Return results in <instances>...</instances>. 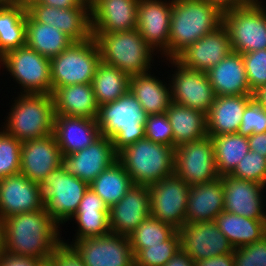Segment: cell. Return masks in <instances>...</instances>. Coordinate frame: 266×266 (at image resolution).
Segmentation results:
<instances>
[{
    "label": "cell",
    "mask_w": 266,
    "mask_h": 266,
    "mask_svg": "<svg viewBox=\"0 0 266 266\" xmlns=\"http://www.w3.org/2000/svg\"><path fill=\"white\" fill-rule=\"evenodd\" d=\"M61 164L62 154L53 134L22 142L20 173L31 181L41 184Z\"/></svg>",
    "instance_id": "cell-20"
},
{
    "label": "cell",
    "mask_w": 266,
    "mask_h": 266,
    "mask_svg": "<svg viewBox=\"0 0 266 266\" xmlns=\"http://www.w3.org/2000/svg\"><path fill=\"white\" fill-rule=\"evenodd\" d=\"M166 114L173 129L174 148L207 136L206 114L171 103Z\"/></svg>",
    "instance_id": "cell-33"
},
{
    "label": "cell",
    "mask_w": 266,
    "mask_h": 266,
    "mask_svg": "<svg viewBox=\"0 0 266 266\" xmlns=\"http://www.w3.org/2000/svg\"><path fill=\"white\" fill-rule=\"evenodd\" d=\"M40 1V0H18L19 3H21L24 7H27L33 2Z\"/></svg>",
    "instance_id": "cell-56"
},
{
    "label": "cell",
    "mask_w": 266,
    "mask_h": 266,
    "mask_svg": "<svg viewBox=\"0 0 266 266\" xmlns=\"http://www.w3.org/2000/svg\"><path fill=\"white\" fill-rule=\"evenodd\" d=\"M234 266H266V235L254 243L234 248Z\"/></svg>",
    "instance_id": "cell-46"
},
{
    "label": "cell",
    "mask_w": 266,
    "mask_h": 266,
    "mask_svg": "<svg viewBox=\"0 0 266 266\" xmlns=\"http://www.w3.org/2000/svg\"><path fill=\"white\" fill-rule=\"evenodd\" d=\"M261 3L223 12L232 51L244 54L266 49V7Z\"/></svg>",
    "instance_id": "cell-9"
},
{
    "label": "cell",
    "mask_w": 266,
    "mask_h": 266,
    "mask_svg": "<svg viewBox=\"0 0 266 266\" xmlns=\"http://www.w3.org/2000/svg\"><path fill=\"white\" fill-rule=\"evenodd\" d=\"M177 229L152 216L147 217L128 235L131 249H145L168 240Z\"/></svg>",
    "instance_id": "cell-38"
},
{
    "label": "cell",
    "mask_w": 266,
    "mask_h": 266,
    "mask_svg": "<svg viewBox=\"0 0 266 266\" xmlns=\"http://www.w3.org/2000/svg\"><path fill=\"white\" fill-rule=\"evenodd\" d=\"M61 241L74 249L85 266H131L134 263L128 236L109 233L72 241L71 244Z\"/></svg>",
    "instance_id": "cell-13"
},
{
    "label": "cell",
    "mask_w": 266,
    "mask_h": 266,
    "mask_svg": "<svg viewBox=\"0 0 266 266\" xmlns=\"http://www.w3.org/2000/svg\"><path fill=\"white\" fill-rule=\"evenodd\" d=\"M109 210L104 201L90 188L85 191L77 211Z\"/></svg>",
    "instance_id": "cell-49"
},
{
    "label": "cell",
    "mask_w": 266,
    "mask_h": 266,
    "mask_svg": "<svg viewBox=\"0 0 266 266\" xmlns=\"http://www.w3.org/2000/svg\"><path fill=\"white\" fill-rule=\"evenodd\" d=\"M149 186L133 185L122 199L109 208L111 233L128 236L150 216Z\"/></svg>",
    "instance_id": "cell-24"
},
{
    "label": "cell",
    "mask_w": 266,
    "mask_h": 266,
    "mask_svg": "<svg viewBox=\"0 0 266 266\" xmlns=\"http://www.w3.org/2000/svg\"><path fill=\"white\" fill-rule=\"evenodd\" d=\"M39 2L44 5L56 7L58 9L90 7V0H40Z\"/></svg>",
    "instance_id": "cell-51"
},
{
    "label": "cell",
    "mask_w": 266,
    "mask_h": 266,
    "mask_svg": "<svg viewBox=\"0 0 266 266\" xmlns=\"http://www.w3.org/2000/svg\"><path fill=\"white\" fill-rule=\"evenodd\" d=\"M89 185L60 166L49 172L40 184L43 208L60 226L77 212Z\"/></svg>",
    "instance_id": "cell-8"
},
{
    "label": "cell",
    "mask_w": 266,
    "mask_h": 266,
    "mask_svg": "<svg viewBox=\"0 0 266 266\" xmlns=\"http://www.w3.org/2000/svg\"><path fill=\"white\" fill-rule=\"evenodd\" d=\"M0 64L22 86L20 93L52 94L50 59L35 50L26 45L12 49L0 57Z\"/></svg>",
    "instance_id": "cell-10"
},
{
    "label": "cell",
    "mask_w": 266,
    "mask_h": 266,
    "mask_svg": "<svg viewBox=\"0 0 266 266\" xmlns=\"http://www.w3.org/2000/svg\"><path fill=\"white\" fill-rule=\"evenodd\" d=\"M139 0H90L91 32L117 33L137 27Z\"/></svg>",
    "instance_id": "cell-23"
},
{
    "label": "cell",
    "mask_w": 266,
    "mask_h": 266,
    "mask_svg": "<svg viewBox=\"0 0 266 266\" xmlns=\"http://www.w3.org/2000/svg\"><path fill=\"white\" fill-rule=\"evenodd\" d=\"M248 143L250 151L258 152L261 156L266 157V132L248 136Z\"/></svg>",
    "instance_id": "cell-52"
},
{
    "label": "cell",
    "mask_w": 266,
    "mask_h": 266,
    "mask_svg": "<svg viewBox=\"0 0 266 266\" xmlns=\"http://www.w3.org/2000/svg\"><path fill=\"white\" fill-rule=\"evenodd\" d=\"M3 251L49 262L62 243L59 225L43 209L14 214L1 221Z\"/></svg>",
    "instance_id": "cell-1"
},
{
    "label": "cell",
    "mask_w": 266,
    "mask_h": 266,
    "mask_svg": "<svg viewBox=\"0 0 266 266\" xmlns=\"http://www.w3.org/2000/svg\"><path fill=\"white\" fill-rule=\"evenodd\" d=\"M48 263L50 266H85L74 249L64 243L55 249Z\"/></svg>",
    "instance_id": "cell-47"
},
{
    "label": "cell",
    "mask_w": 266,
    "mask_h": 266,
    "mask_svg": "<svg viewBox=\"0 0 266 266\" xmlns=\"http://www.w3.org/2000/svg\"><path fill=\"white\" fill-rule=\"evenodd\" d=\"M216 96L252 95L239 52L231 53L206 72Z\"/></svg>",
    "instance_id": "cell-27"
},
{
    "label": "cell",
    "mask_w": 266,
    "mask_h": 266,
    "mask_svg": "<svg viewBox=\"0 0 266 266\" xmlns=\"http://www.w3.org/2000/svg\"><path fill=\"white\" fill-rule=\"evenodd\" d=\"M15 99L2 125L5 133L21 142L53 134L55 109L51 94L21 93Z\"/></svg>",
    "instance_id": "cell-4"
},
{
    "label": "cell",
    "mask_w": 266,
    "mask_h": 266,
    "mask_svg": "<svg viewBox=\"0 0 266 266\" xmlns=\"http://www.w3.org/2000/svg\"><path fill=\"white\" fill-rule=\"evenodd\" d=\"M180 237L176 231L160 245L145 249H132L135 266H164L180 250Z\"/></svg>",
    "instance_id": "cell-39"
},
{
    "label": "cell",
    "mask_w": 266,
    "mask_h": 266,
    "mask_svg": "<svg viewBox=\"0 0 266 266\" xmlns=\"http://www.w3.org/2000/svg\"><path fill=\"white\" fill-rule=\"evenodd\" d=\"M55 115L97 119L99 105L92 84H74L52 90Z\"/></svg>",
    "instance_id": "cell-29"
},
{
    "label": "cell",
    "mask_w": 266,
    "mask_h": 266,
    "mask_svg": "<svg viewBox=\"0 0 266 266\" xmlns=\"http://www.w3.org/2000/svg\"><path fill=\"white\" fill-rule=\"evenodd\" d=\"M164 266H195V264L191 256L180 249Z\"/></svg>",
    "instance_id": "cell-54"
},
{
    "label": "cell",
    "mask_w": 266,
    "mask_h": 266,
    "mask_svg": "<svg viewBox=\"0 0 266 266\" xmlns=\"http://www.w3.org/2000/svg\"><path fill=\"white\" fill-rule=\"evenodd\" d=\"M22 142L0 131V179L20 173Z\"/></svg>",
    "instance_id": "cell-41"
},
{
    "label": "cell",
    "mask_w": 266,
    "mask_h": 266,
    "mask_svg": "<svg viewBox=\"0 0 266 266\" xmlns=\"http://www.w3.org/2000/svg\"><path fill=\"white\" fill-rule=\"evenodd\" d=\"M195 266H234L233 253L220 254L204 260L194 261Z\"/></svg>",
    "instance_id": "cell-50"
},
{
    "label": "cell",
    "mask_w": 266,
    "mask_h": 266,
    "mask_svg": "<svg viewBox=\"0 0 266 266\" xmlns=\"http://www.w3.org/2000/svg\"><path fill=\"white\" fill-rule=\"evenodd\" d=\"M174 174L189 186L209 183L220 177L209 135L175 148Z\"/></svg>",
    "instance_id": "cell-11"
},
{
    "label": "cell",
    "mask_w": 266,
    "mask_h": 266,
    "mask_svg": "<svg viewBox=\"0 0 266 266\" xmlns=\"http://www.w3.org/2000/svg\"><path fill=\"white\" fill-rule=\"evenodd\" d=\"M26 10L36 22L57 27L74 42L92 37L90 7L58 9L36 1L28 5Z\"/></svg>",
    "instance_id": "cell-17"
},
{
    "label": "cell",
    "mask_w": 266,
    "mask_h": 266,
    "mask_svg": "<svg viewBox=\"0 0 266 266\" xmlns=\"http://www.w3.org/2000/svg\"><path fill=\"white\" fill-rule=\"evenodd\" d=\"M214 222L233 248L244 247L266 235V219H251L223 211Z\"/></svg>",
    "instance_id": "cell-31"
},
{
    "label": "cell",
    "mask_w": 266,
    "mask_h": 266,
    "mask_svg": "<svg viewBox=\"0 0 266 266\" xmlns=\"http://www.w3.org/2000/svg\"><path fill=\"white\" fill-rule=\"evenodd\" d=\"M249 87L266 85V49L242 54Z\"/></svg>",
    "instance_id": "cell-44"
},
{
    "label": "cell",
    "mask_w": 266,
    "mask_h": 266,
    "mask_svg": "<svg viewBox=\"0 0 266 266\" xmlns=\"http://www.w3.org/2000/svg\"><path fill=\"white\" fill-rule=\"evenodd\" d=\"M189 185L175 174L149 186L150 216L179 229L185 223Z\"/></svg>",
    "instance_id": "cell-12"
},
{
    "label": "cell",
    "mask_w": 266,
    "mask_h": 266,
    "mask_svg": "<svg viewBox=\"0 0 266 266\" xmlns=\"http://www.w3.org/2000/svg\"><path fill=\"white\" fill-rule=\"evenodd\" d=\"M100 62L101 53L95 38L73 42L50 59L52 90L62 86L91 83Z\"/></svg>",
    "instance_id": "cell-7"
},
{
    "label": "cell",
    "mask_w": 266,
    "mask_h": 266,
    "mask_svg": "<svg viewBox=\"0 0 266 266\" xmlns=\"http://www.w3.org/2000/svg\"><path fill=\"white\" fill-rule=\"evenodd\" d=\"M232 51L229 34L222 24L216 30L197 40L175 59L184 67L207 72Z\"/></svg>",
    "instance_id": "cell-22"
},
{
    "label": "cell",
    "mask_w": 266,
    "mask_h": 266,
    "mask_svg": "<svg viewBox=\"0 0 266 266\" xmlns=\"http://www.w3.org/2000/svg\"><path fill=\"white\" fill-rule=\"evenodd\" d=\"M129 81L130 77L124 72L101 61L91 82L98 105L113 102L126 94Z\"/></svg>",
    "instance_id": "cell-36"
},
{
    "label": "cell",
    "mask_w": 266,
    "mask_h": 266,
    "mask_svg": "<svg viewBox=\"0 0 266 266\" xmlns=\"http://www.w3.org/2000/svg\"><path fill=\"white\" fill-rule=\"evenodd\" d=\"M43 209L40 184L21 173L0 179V222L9 216Z\"/></svg>",
    "instance_id": "cell-19"
},
{
    "label": "cell",
    "mask_w": 266,
    "mask_h": 266,
    "mask_svg": "<svg viewBox=\"0 0 266 266\" xmlns=\"http://www.w3.org/2000/svg\"><path fill=\"white\" fill-rule=\"evenodd\" d=\"M133 185L130 175L117 160L108 169L102 171L89 184V187L110 208L112 205L118 203Z\"/></svg>",
    "instance_id": "cell-35"
},
{
    "label": "cell",
    "mask_w": 266,
    "mask_h": 266,
    "mask_svg": "<svg viewBox=\"0 0 266 266\" xmlns=\"http://www.w3.org/2000/svg\"><path fill=\"white\" fill-rule=\"evenodd\" d=\"M75 219L78 229L75 240L104 236L111 233L109 226V210L77 211L70 220Z\"/></svg>",
    "instance_id": "cell-40"
},
{
    "label": "cell",
    "mask_w": 266,
    "mask_h": 266,
    "mask_svg": "<svg viewBox=\"0 0 266 266\" xmlns=\"http://www.w3.org/2000/svg\"><path fill=\"white\" fill-rule=\"evenodd\" d=\"M219 176L230 175L250 151L248 137L238 133L211 137Z\"/></svg>",
    "instance_id": "cell-37"
},
{
    "label": "cell",
    "mask_w": 266,
    "mask_h": 266,
    "mask_svg": "<svg viewBox=\"0 0 266 266\" xmlns=\"http://www.w3.org/2000/svg\"><path fill=\"white\" fill-rule=\"evenodd\" d=\"M212 5L217 6L222 12L241 7L244 5H252L260 2L259 0H207Z\"/></svg>",
    "instance_id": "cell-53"
},
{
    "label": "cell",
    "mask_w": 266,
    "mask_h": 266,
    "mask_svg": "<svg viewBox=\"0 0 266 266\" xmlns=\"http://www.w3.org/2000/svg\"><path fill=\"white\" fill-rule=\"evenodd\" d=\"M145 138L174 148L173 129L166 113L147 116Z\"/></svg>",
    "instance_id": "cell-43"
},
{
    "label": "cell",
    "mask_w": 266,
    "mask_h": 266,
    "mask_svg": "<svg viewBox=\"0 0 266 266\" xmlns=\"http://www.w3.org/2000/svg\"><path fill=\"white\" fill-rule=\"evenodd\" d=\"M53 135L62 155H69L84 148L101 136L96 119L55 115Z\"/></svg>",
    "instance_id": "cell-25"
},
{
    "label": "cell",
    "mask_w": 266,
    "mask_h": 266,
    "mask_svg": "<svg viewBox=\"0 0 266 266\" xmlns=\"http://www.w3.org/2000/svg\"><path fill=\"white\" fill-rule=\"evenodd\" d=\"M167 61L177 67L169 80L172 102L207 114L216 94L206 72L186 68L176 59Z\"/></svg>",
    "instance_id": "cell-14"
},
{
    "label": "cell",
    "mask_w": 266,
    "mask_h": 266,
    "mask_svg": "<svg viewBox=\"0 0 266 266\" xmlns=\"http://www.w3.org/2000/svg\"><path fill=\"white\" fill-rule=\"evenodd\" d=\"M252 95L216 96L206 114L207 135L210 137L237 133L242 116Z\"/></svg>",
    "instance_id": "cell-28"
},
{
    "label": "cell",
    "mask_w": 266,
    "mask_h": 266,
    "mask_svg": "<svg viewBox=\"0 0 266 266\" xmlns=\"http://www.w3.org/2000/svg\"><path fill=\"white\" fill-rule=\"evenodd\" d=\"M74 41L57 27L36 22L26 13V46L52 59Z\"/></svg>",
    "instance_id": "cell-32"
},
{
    "label": "cell",
    "mask_w": 266,
    "mask_h": 266,
    "mask_svg": "<svg viewBox=\"0 0 266 266\" xmlns=\"http://www.w3.org/2000/svg\"><path fill=\"white\" fill-rule=\"evenodd\" d=\"M92 37L97 41L103 63L129 77L150 72L155 52L136 28L117 33H92Z\"/></svg>",
    "instance_id": "cell-5"
},
{
    "label": "cell",
    "mask_w": 266,
    "mask_h": 266,
    "mask_svg": "<svg viewBox=\"0 0 266 266\" xmlns=\"http://www.w3.org/2000/svg\"><path fill=\"white\" fill-rule=\"evenodd\" d=\"M230 175L266 186V157L258 152L249 151Z\"/></svg>",
    "instance_id": "cell-42"
},
{
    "label": "cell",
    "mask_w": 266,
    "mask_h": 266,
    "mask_svg": "<svg viewBox=\"0 0 266 266\" xmlns=\"http://www.w3.org/2000/svg\"><path fill=\"white\" fill-rule=\"evenodd\" d=\"M118 160L112 140L101 135L87 148L62 155L61 166L67 173L86 182L88 185L105 169Z\"/></svg>",
    "instance_id": "cell-18"
},
{
    "label": "cell",
    "mask_w": 266,
    "mask_h": 266,
    "mask_svg": "<svg viewBox=\"0 0 266 266\" xmlns=\"http://www.w3.org/2000/svg\"><path fill=\"white\" fill-rule=\"evenodd\" d=\"M224 211L223 178L189 186L185 222L201 223L214 221Z\"/></svg>",
    "instance_id": "cell-26"
},
{
    "label": "cell",
    "mask_w": 266,
    "mask_h": 266,
    "mask_svg": "<svg viewBox=\"0 0 266 266\" xmlns=\"http://www.w3.org/2000/svg\"><path fill=\"white\" fill-rule=\"evenodd\" d=\"M172 0H139L137 27L147 45L168 59ZM158 50V51H157Z\"/></svg>",
    "instance_id": "cell-15"
},
{
    "label": "cell",
    "mask_w": 266,
    "mask_h": 266,
    "mask_svg": "<svg viewBox=\"0 0 266 266\" xmlns=\"http://www.w3.org/2000/svg\"><path fill=\"white\" fill-rule=\"evenodd\" d=\"M253 99L266 110V85L259 86L253 91Z\"/></svg>",
    "instance_id": "cell-55"
},
{
    "label": "cell",
    "mask_w": 266,
    "mask_h": 266,
    "mask_svg": "<svg viewBox=\"0 0 266 266\" xmlns=\"http://www.w3.org/2000/svg\"><path fill=\"white\" fill-rule=\"evenodd\" d=\"M17 2H18V0H0V5L14 4Z\"/></svg>",
    "instance_id": "cell-57"
},
{
    "label": "cell",
    "mask_w": 266,
    "mask_h": 266,
    "mask_svg": "<svg viewBox=\"0 0 266 266\" xmlns=\"http://www.w3.org/2000/svg\"><path fill=\"white\" fill-rule=\"evenodd\" d=\"M175 148L139 139L118 153L134 185H148L174 175Z\"/></svg>",
    "instance_id": "cell-6"
},
{
    "label": "cell",
    "mask_w": 266,
    "mask_h": 266,
    "mask_svg": "<svg viewBox=\"0 0 266 266\" xmlns=\"http://www.w3.org/2000/svg\"><path fill=\"white\" fill-rule=\"evenodd\" d=\"M223 24V12L207 0H172L168 59Z\"/></svg>",
    "instance_id": "cell-2"
},
{
    "label": "cell",
    "mask_w": 266,
    "mask_h": 266,
    "mask_svg": "<svg viewBox=\"0 0 266 266\" xmlns=\"http://www.w3.org/2000/svg\"><path fill=\"white\" fill-rule=\"evenodd\" d=\"M26 13L19 2L0 5V57L26 45Z\"/></svg>",
    "instance_id": "cell-34"
},
{
    "label": "cell",
    "mask_w": 266,
    "mask_h": 266,
    "mask_svg": "<svg viewBox=\"0 0 266 266\" xmlns=\"http://www.w3.org/2000/svg\"><path fill=\"white\" fill-rule=\"evenodd\" d=\"M165 83L148 72L131 76L129 91L136 97L147 115L163 114L172 103L170 84Z\"/></svg>",
    "instance_id": "cell-30"
},
{
    "label": "cell",
    "mask_w": 266,
    "mask_h": 266,
    "mask_svg": "<svg viewBox=\"0 0 266 266\" xmlns=\"http://www.w3.org/2000/svg\"><path fill=\"white\" fill-rule=\"evenodd\" d=\"M3 251V241H2V224L0 222V253Z\"/></svg>",
    "instance_id": "cell-58"
},
{
    "label": "cell",
    "mask_w": 266,
    "mask_h": 266,
    "mask_svg": "<svg viewBox=\"0 0 266 266\" xmlns=\"http://www.w3.org/2000/svg\"><path fill=\"white\" fill-rule=\"evenodd\" d=\"M46 262L33 257L13 255L2 251L0 253L1 266H44Z\"/></svg>",
    "instance_id": "cell-48"
},
{
    "label": "cell",
    "mask_w": 266,
    "mask_h": 266,
    "mask_svg": "<svg viewBox=\"0 0 266 266\" xmlns=\"http://www.w3.org/2000/svg\"><path fill=\"white\" fill-rule=\"evenodd\" d=\"M147 113L128 91L113 102L99 106L97 124L101 135L112 140L117 153L145 138Z\"/></svg>",
    "instance_id": "cell-3"
},
{
    "label": "cell",
    "mask_w": 266,
    "mask_h": 266,
    "mask_svg": "<svg viewBox=\"0 0 266 266\" xmlns=\"http://www.w3.org/2000/svg\"><path fill=\"white\" fill-rule=\"evenodd\" d=\"M263 132H266V110L252 99L244 109L237 133L248 137Z\"/></svg>",
    "instance_id": "cell-45"
},
{
    "label": "cell",
    "mask_w": 266,
    "mask_h": 266,
    "mask_svg": "<svg viewBox=\"0 0 266 266\" xmlns=\"http://www.w3.org/2000/svg\"><path fill=\"white\" fill-rule=\"evenodd\" d=\"M177 231L180 237V248L190 255L193 261L233 253V246L214 221L185 222Z\"/></svg>",
    "instance_id": "cell-16"
},
{
    "label": "cell",
    "mask_w": 266,
    "mask_h": 266,
    "mask_svg": "<svg viewBox=\"0 0 266 266\" xmlns=\"http://www.w3.org/2000/svg\"><path fill=\"white\" fill-rule=\"evenodd\" d=\"M224 211L251 219H266L265 185L223 175ZM264 202V203H263Z\"/></svg>",
    "instance_id": "cell-21"
}]
</instances>
